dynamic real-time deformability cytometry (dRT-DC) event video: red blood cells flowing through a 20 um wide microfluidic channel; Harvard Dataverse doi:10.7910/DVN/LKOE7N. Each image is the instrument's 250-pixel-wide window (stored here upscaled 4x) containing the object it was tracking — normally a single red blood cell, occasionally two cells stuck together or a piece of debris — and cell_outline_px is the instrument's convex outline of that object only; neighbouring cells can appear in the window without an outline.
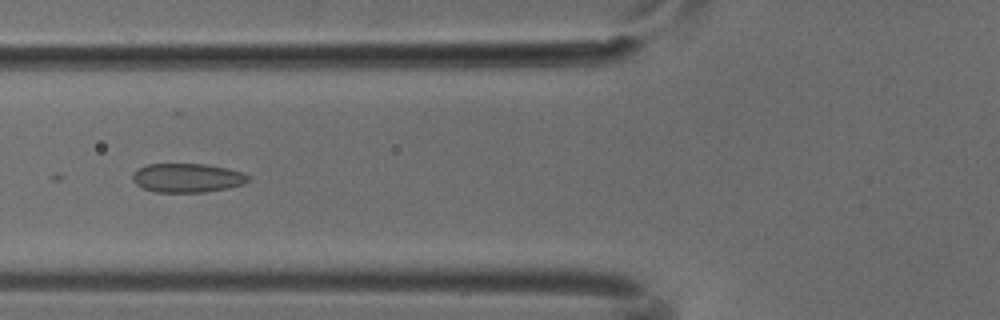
{"species": "common noctule bat (a hibernating species)", "species_latin": "Nyctalus noctula", "temperature_condition": "cold", "stored_images_in_passage": 5, "camera_frame_rate_fps": 3000, "um_per_image_px": 0.085, "animal": {"sex": "male", "body_mass_g": 18.8}, "frame": {"image": 1, "passage_image": 5, "time_ms": 1.333, "image_size_px": [1000, 320], "cell_outline_px": [[248, 180], [244, 184], [228, 188], [204, 192], [156, 192], [144, 188], [136, 184], [132, 180], [132, 172], [148, 164], [204, 164], [228, 168], [244, 172], [248, 176]], "centroid_in_image_um": [15.92, 15.12], "position_along_channel_um": 109.9, "area_um2": 19.54}}